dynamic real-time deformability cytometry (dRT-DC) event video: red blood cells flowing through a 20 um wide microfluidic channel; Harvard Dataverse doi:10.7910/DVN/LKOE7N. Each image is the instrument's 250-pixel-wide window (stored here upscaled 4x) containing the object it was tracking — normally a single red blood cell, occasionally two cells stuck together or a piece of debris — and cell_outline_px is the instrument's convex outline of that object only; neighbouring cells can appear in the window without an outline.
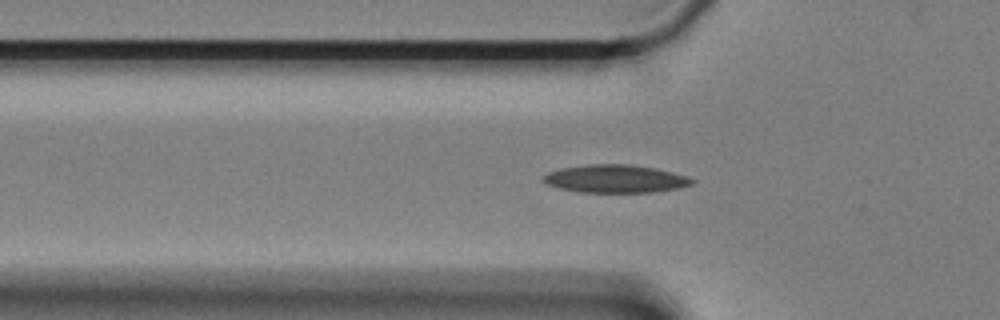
{"species": "Egyptian fruit bat (a non-hibernating species)", "species_latin": "Rousettus aegyptiacus", "temperature_condition": "cold", "stored_images_in_passage": 53, "camera_frame_rate_fps": 3000, "um_per_image_px": 0.085, "animal": {"sex": "female"}, "frame": {"image": 1, "passage_image": 17, "time_ms": 5.333, "image_size_px": [1000, 320], "cell_outline_px": [[696, 180], [692, 184], [676, 188], [652, 192], [580, 192], [560, 188], [544, 184], [540, 180], [548, 172], [560, 168], [588, 164], [628, 164], [656, 168], [672, 172]], "centroid_in_image_um": [52.24, 15.19], "position_along_channel_um": 73.6, "area_um2": 24.16}}
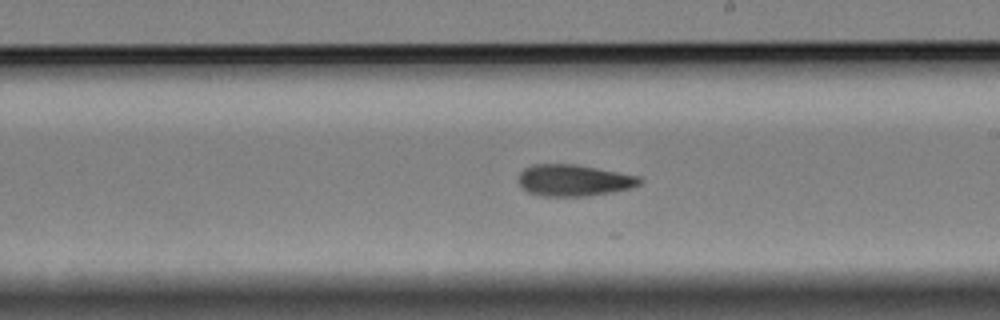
{"frame": {"image": 2, "passage_image": 32, "time_ms": 10.333, "image_size_px": [1000, 320], "cell_outline_px": [[644, 180], [640, 184], [632, 188], [616, 192], [588, 196], [540, 196], [528, 192], [516, 180], [520, 172], [524, 168], [532, 164], [572, 164], [640, 176]], "centroid_in_image_um": [48.78, 15.34], "position_along_channel_um": 240.2, "area_um2": 22.48}}
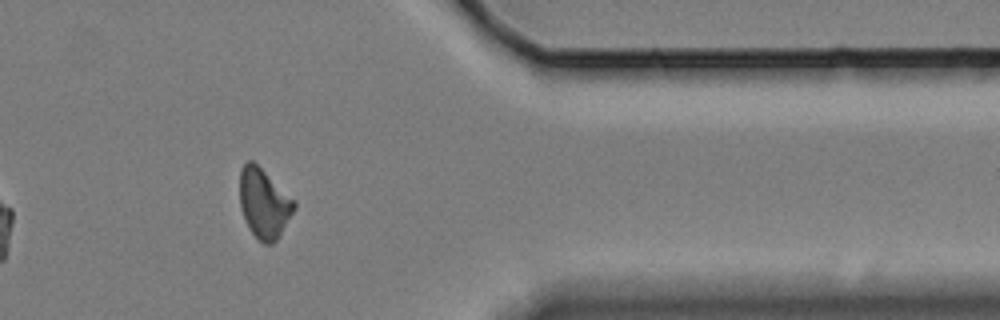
{"frame": {"image": 3, "passage_image": 47, "time_ms": 15.333, "image_size_px": [1000, 320], "cell_outline_px": [[296, 208], [280, 236], [272, 244], [264, 244], [248, 228], [240, 208], [240, 172], [244, 164], [248, 160], [252, 160], [296, 200]], "centroid_in_image_um": [22.46, 17.3], "position_along_channel_um": 388.9, "area_um2": 22.14}, "authors_computed_cell_mechanics": {"area_um2": 22.3686, "velocity_mm_per_s": 3.3133, "shape_relaxation_time_tau1_ms": 8.0445, "shape_relaxation_time_tau2_ms": 8.3407, "deformation_change_tau1": 0.1683, "deformation_change_tau2": 0.1542}}